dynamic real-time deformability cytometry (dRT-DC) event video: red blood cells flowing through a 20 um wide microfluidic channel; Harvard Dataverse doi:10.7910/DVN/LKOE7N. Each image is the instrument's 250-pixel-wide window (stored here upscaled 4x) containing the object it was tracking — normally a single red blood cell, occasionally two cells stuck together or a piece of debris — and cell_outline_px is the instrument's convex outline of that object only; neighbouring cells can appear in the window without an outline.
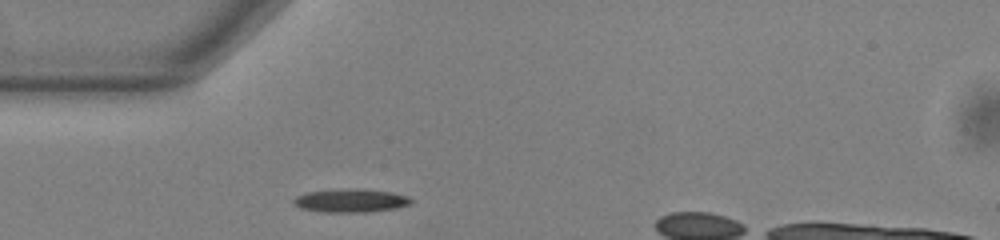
{"species": "common noctule bat (a hibernating species)", "species_latin": "Nyctalus noctula", "temperature_condition": "warm", "stored_images_in_passage": 32, "camera_frame_rate_fps": 3000, "um_per_image_px": 0.085, "animal": {"sex": "male", "body_mass_g": 13.0, "forearm_length_mm": 53.1}, "frame": {"image": 1, "passage_image": 1, "time_ms": 0.0, "image_size_px": [1000, 240], "cell_outline_px": [[412, 204], [396, 208], [364, 212], [324, 212], [300, 208], [292, 200], [296, 196], [308, 192], [348, 188], [356, 188], [392, 192], [408, 196], [412, 200]], "centroid_in_image_um": [29.84, 17.04], "position_along_channel_um": 55.2, "area_um2": 15.95}}
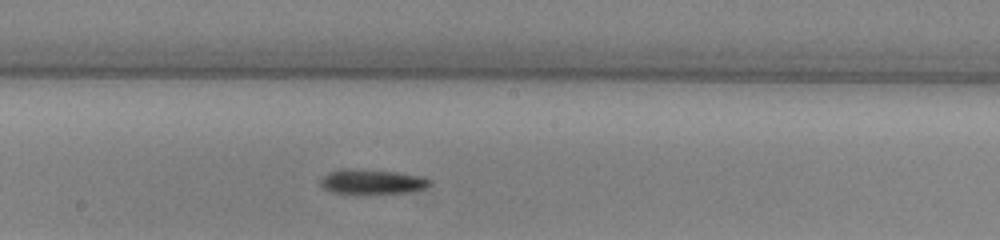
{"frame": {"image": 2, "passage_image": 14, "time_ms": 4.333, "image_size_px": [1000, 240], "cell_outline_px": [[432, 184], [424, 188], [408, 192], [332, 192], [324, 188], [320, 184], [320, 180], [328, 172], [340, 168], [356, 168], [396, 172], [424, 176], [432, 180]], "centroid_in_image_um": [31.64, 15.4], "position_along_channel_um": 216.6, "area_um2": 15.55}}
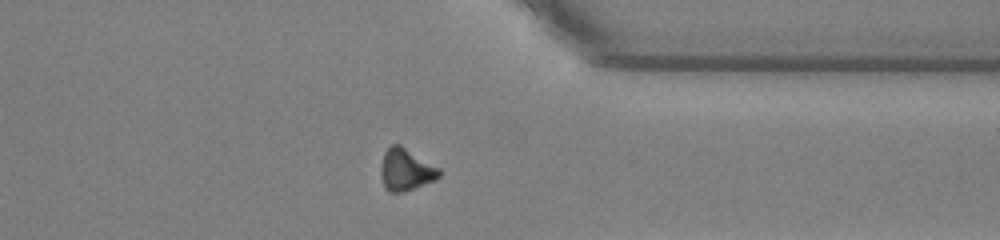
{"frame": {"image": 3, "passage_image": 27, "time_ms": 8.667, "image_size_px": [1000, 240], "cell_outline_px": [[440, 176], [436, 180], [416, 188], [404, 192], [388, 192], [384, 188], [380, 176], [380, 168], [384, 152], [392, 144], [400, 144], [440, 168]], "centroid_in_image_um": [34.49, 14.44], "position_along_channel_um": 376.9, "area_um2": 14.57}}